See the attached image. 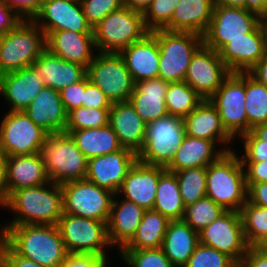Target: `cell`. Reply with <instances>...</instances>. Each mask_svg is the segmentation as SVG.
Here are the masks:
<instances>
[{"label":"cell","mask_w":267,"mask_h":267,"mask_svg":"<svg viewBox=\"0 0 267 267\" xmlns=\"http://www.w3.org/2000/svg\"><path fill=\"white\" fill-rule=\"evenodd\" d=\"M0 237L18 255L44 267H60L69 255L57 225H2Z\"/></svg>","instance_id":"obj_1"},{"label":"cell","mask_w":267,"mask_h":267,"mask_svg":"<svg viewBox=\"0 0 267 267\" xmlns=\"http://www.w3.org/2000/svg\"><path fill=\"white\" fill-rule=\"evenodd\" d=\"M15 215L5 225H57L63 214V190L52 181L13 191L1 204Z\"/></svg>","instance_id":"obj_2"},{"label":"cell","mask_w":267,"mask_h":267,"mask_svg":"<svg viewBox=\"0 0 267 267\" xmlns=\"http://www.w3.org/2000/svg\"><path fill=\"white\" fill-rule=\"evenodd\" d=\"M247 191L244 167L235 150L207 167L206 196L225 210L240 212L247 202Z\"/></svg>","instance_id":"obj_3"},{"label":"cell","mask_w":267,"mask_h":267,"mask_svg":"<svg viewBox=\"0 0 267 267\" xmlns=\"http://www.w3.org/2000/svg\"><path fill=\"white\" fill-rule=\"evenodd\" d=\"M46 49L45 33L33 20L22 19L0 37V75L30 67Z\"/></svg>","instance_id":"obj_4"},{"label":"cell","mask_w":267,"mask_h":267,"mask_svg":"<svg viewBox=\"0 0 267 267\" xmlns=\"http://www.w3.org/2000/svg\"><path fill=\"white\" fill-rule=\"evenodd\" d=\"M149 32L144 24L143 13L123 6L93 27L95 48L98 52L119 53L142 40Z\"/></svg>","instance_id":"obj_5"},{"label":"cell","mask_w":267,"mask_h":267,"mask_svg":"<svg viewBox=\"0 0 267 267\" xmlns=\"http://www.w3.org/2000/svg\"><path fill=\"white\" fill-rule=\"evenodd\" d=\"M150 33L157 39L159 46L158 77L169 83L184 81L193 54L203 44V36L166 29Z\"/></svg>","instance_id":"obj_6"},{"label":"cell","mask_w":267,"mask_h":267,"mask_svg":"<svg viewBox=\"0 0 267 267\" xmlns=\"http://www.w3.org/2000/svg\"><path fill=\"white\" fill-rule=\"evenodd\" d=\"M40 153L50 181L62 185L85 179L87 159L67 133L48 134Z\"/></svg>","instance_id":"obj_7"},{"label":"cell","mask_w":267,"mask_h":267,"mask_svg":"<svg viewBox=\"0 0 267 267\" xmlns=\"http://www.w3.org/2000/svg\"><path fill=\"white\" fill-rule=\"evenodd\" d=\"M186 135L183 118L167 115L146 124L142 150L138 161L166 168Z\"/></svg>","instance_id":"obj_8"},{"label":"cell","mask_w":267,"mask_h":267,"mask_svg":"<svg viewBox=\"0 0 267 267\" xmlns=\"http://www.w3.org/2000/svg\"><path fill=\"white\" fill-rule=\"evenodd\" d=\"M57 227L69 254H95L107 258L112 249L104 221L63 213Z\"/></svg>","instance_id":"obj_9"},{"label":"cell","mask_w":267,"mask_h":267,"mask_svg":"<svg viewBox=\"0 0 267 267\" xmlns=\"http://www.w3.org/2000/svg\"><path fill=\"white\" fill-rule=\"evenodd\" d=\"M245 97L246 72H231L209 98V101L216 107L225 130L234 139L248 133Z\"/></svg>","instance_id":"obj_10"},{"label":"cell","mask_w":267,"mask_h":267,"mask_svg":"<svg viewBox=\"0 0 267 267\" xmlns=\"http://www.w3.org/2000/svg\"><path fill=\"white\" fill-rule=\"evenodd\" d=\"M87 75L111 103L128 101L135 88V82L119 53L97 51Z\"/></svg>","instance_id":"obj_11"},{"label":"cell","mask_w":267,"mask_h":267,"mask_svg":"<svg viewBox=\"0 0 267 267\" xmlns=\"http://www.w3.org/2000/svg\"><path fill=\"white\" fill-rule=\"evenodd\" d=\"M63 213L107 223L114 196L86 179L63 183Z\"/></svg>","instance_id":"obj_12"},{"label":"cell","mask_w":267,"mask_h":267,"mask_svg":"<svg viewBox=\"0 0 267 267\" xmlns=\"http://www.w3.org/2000/svg\"><path fill=\"white\" fill-rule=\"evenodd\" d=\"M261 16L240 7L214 4L211 22L203 35V44L219 51L228 41L252 32Z\"/></svg>","instance_id":"obj_13"},{"label":"cell","mask_w":267,"mask_h":267,"mask_svg":"<svg viewBox=\"0 0 267 267\" xmlns=\"http://www.w3.org/2000/svg\"><path fill=\"white\" fill-rule=\"evenodd\" d=\"M0 145L8 156L39 153L48 133L25 111H8L0 120Z\"/></svg>","instance_id":"obj_14"},{"label":"cell","mask_w":267,"mask_h":267,"mask_svg":"<svg viewBox=\"0 0 267 267\" xmlns=\"http://www.w3.org/2000/svg\"><path fill=\"white\" fill-rule=\"evenodd\" d=\"M199 243L227 254L238 265L250 247L244 235L241 214L226 210L198 233Z\"/></svg>","instance_id":"obj_15"},{"label":"cell","mask_w":267,"mask_h":267,"mask_svg":"<svg viewBox=\"0 0 267 267\" xmlns=\"http://www.w3.org/2000/svg\"><path fill=\"white\" fill-rule=\"evenodd\" d=\"M230 73L219 53L202 44L191 58L184 81L206 100Z\"/></svg>","instance_id":"obj_16"},{"label":"cell","mask_w":267,"mask_h":267,"mask_svg":"<svg viewBox=\"0 0 267 267\" xmlns=\"http://www.w3.org/2000/svg\"><path fill=\"white\" fill-rule=\"evenodd\" d=\"M47 37L51 32L70 30L93 33L80 0H42L38 14L32 19Z\"/></svg>","instance_id":"obj_17"},{"label":"cell","mask_w":267,"mask_h":267,"mask_svg":"<svg viewBox=\"0 0 267 267\" xmlns=\"http://www.w3.org/2000/svg\"><path fill=\"white\" fill-rule=\"evenodd\" d=\"M137 160V154L127 148L88 159L85 179L117 194Z\"/></svg>","instance_id":"obj_18"},{"label":"cell","mask_w":267,"mask_h":267,"mask_svg":"<svg viewBox=\"0 0 267 267\" xmlns=\"http://www.w3.org/2000/svg\"><path fill=\"white\" fill-rule=\"evenodd\" d=\"M165 171L164 167L147 165L137 160L128 171L117 194L122 195L120 197L125 200L136 203L144 210H152L158 180Z\"/></svg>","instance_id":"obj_19"},{"label":"cell","mask_w":267,"mask_h":267,"mask_svg":"<svg viewBox=\"0 0 267 267\" xmlns=\"http://www.w3.org/2000/svg\"><path fill=\"white\" fill-rule=\"evenodd\" d=\"M50 182L41 153L7 157L3 201L15 190Z\"/></svg>","instance_id":"obj_20"},{"label":"cell","mask_w":267,"mask_h":267,"mask_svg":"<svg viewBox=\"0 0 267 267\" xmlns=\"http://www.w3.org/2000/svg\"><path fill=\"white\" fill-rule=\"evenodd\" d=\"M44 86L31 66L0 75V95L11 106L8 111H25Z\"/></svg>","instance_id":"obj_21"},{"label":"cell","mask_w":267,"mask_h":267,"mask_svg":"<svg viewBox=\"0 0 267 267\" xmlns=\"http://www.w3.org/2000/svg\"><path fill=\"white\" fill-rule=\"evenodd\" d=\"M183 123L186 135L211 140L217 145L219 143L220 147L224 146L225 153L234 150L230 144L236 139L225 130L216 107L209 99L203 100L196 109L184 117Z\"/></svg>","instance_id":"obj_22"},{"label":"cell","mask_w":267,"mask_h":267,"mask_svg":"<svg viewBox=\"0 0 267 267\" xmlns=\"http://www.w3.org/2000/svg\"><path fill=\"white\" fill-rule=\"evenodd\" d=\"M218 53L230 72H248L265 56L259 25L244 37L228 41Z\"/></svg>","instance_id":"obj_23"},{"label":"cell","mask_w":267,"mask_h":267,"mask_svg":"<svg viewBox=\"0 0 267 267\" xmlns=\"http://www.w3.org/2000/svg\"><path fill=\"white\" fill-rule=\"evenodd\" d=\"M46 49L63 60L80 64L86 69L97 53L93 33H77L70 30L51 32L46 37Z\"/></svg>","instance_id":"obj_24"},{"label":"cell","mask_w":267,"mask_h":267,"mask_svg":"<svg viewBox=\"0 0 267 267\" xmlns=\"http://www.w3.org/2000/svg\"><path fill=\"white\" fill-rule=\"evenodd\" d=\"M25 112L37 126L48 134L65 132L67 112L58 90L44 86Z\"/></svg>","instance_id":"obj_25"},{"label":"cell","mask_w":267,"mask_h":267,"mask_svg":"<svg viewBox=\"0 0 267 267\" xmlns=\"http://www.w3.org/2000/svg\"><path fill=\"white\" fill-rule=\"evenodd\" d=\"M118 196H113L106 224L110 245L118 246L120 251L135 235L145 210L134 202L125 199L120 201Z\"/></svg>","instance_id":"obj_26"},{"label":"cell","mask_w":267,"mask_h":267,"mask_svg":"<svg viewBox=\"0 0 267 267\" xmlns=\"http://www.w3.org/2000/svg\"><path fill=\"white\" fill-rule=\"evenodd\" d=\"M109 125L116 133L121 146L138 155L143 148L146 123L129 101L112 103Z\"/></svg>","instance_id":"obj_27"},{"label":"cell","mask_w":267,"mask_h":267,"mask_svg":"<svg viewBox=\"0 0 267 267\" xmlns=\"http://www.w3.org/2000/svg\"><path fill=\"white\" fill-rule=\"evenodd\" d=\"M119 54L135 83L158 78L159 46L150 32L142 40L122 49Z\"/></svg>","instance_id":"obj_28"},{"label":"cell","mask_w":267,"mask_h":267,"mask_svg":"<svg viewBox=\"0 0 267 267\" xmlns=\"http://www.w3.org/2000/svg\"><path fill=\"white\" fill-rule=\"evenodd\" d=\"M31 67L39 74L45 86L58 91L81 81L87 75L84 66L65 61L48 49L41 53Z\"/></svg>","instance_id":"obj_29"},{"label":"cell","mask_w":267,"mask_h":267,"mask_svg":"<svg viewBox=\"0 0 267 267\" xmlns=\"http://www.w3.org/2000/svg\"><path fill=\"white\" fill-rule=\"evenodd\" d=\"M168 83L159 77L135 83L128 101L146 124L169 115L165 102Z\"/></svg>","instance_id":"obj_30"},{"label":"cell","mask_w":267,"mask_h":267,"mask_svg":"<svg viewBox=\"0 0 267 267\" xmlns=\"http://www.w3.org/2000/svg\"><path fill=\"white\" fill-rule=\"evenodd\" d=\"M214 141L185 135L171 163L165 168L172 173L196 167H208L225 152L224 147L216 148Z\"/></svg>","instance_id":"obj_31"},{"label":"cell","mask_w":267,"mask_h":267,"mask_svg":"<svg viewBox=\"0 0 267 267\" xmlns=\"http://www.w3.org/2000/svg\"><path fill=\"white\" fill-rule=\"evenodd\" d=\"M198 243V232L185 221L170 220L161 248L175 267H183Z\"/></svg>","instance_id":"obj_32"},{"label":"cell","mask_w":267,"mask_h":267,"mask_svg":"<svg viewBox=\"0 0 267 267\" xmlns=\"http://www.w3.org/2000/svg\"><path fill=\"white\" fill-rule=\"evenodd\" d=\"M213 0H179L171 17V31L206 32L213 13Z\"/></svg>","instance_id":"obj_33"},{"label":"cell","mask_w":267,"mask_h":267,"mask_svg":"<svg viewBox=\"0 0 267 267\" xmlns=\"http://www.w3.org/2000/svg\"><path fill=\"white\" fill-rule=\"evenodd\" d=\"M68 135L87 160L114 153L123 148L110 125L102 128L72 130Z\"/></svg>","instance_id":"obj_34"},{"label":"cell","mask_w":267,"mask_h":267,"mask_svg":"<svg viewBox=\"0 0 267 267\" xmlns=\"http://www.w3.org/2000/svg\"><path fill=\"white\" fill-rule=\"evenodd\" d=\"M170 220L154 210H145L135 235L121 250L160 248Z\"/></svg>","instance_id":"obj_35"},{"label":"cell","mask_w":267,"mask_h":267,"mask_svg":"<svg viewBox=\"0 0 267 267\" xmlns=\"http://www.w3.org/2000/svg\"><path fill=\"white\" fill-rule=\"evenodd\" d=\"M184 203L175 173L165 171L158 180L153 209L169 220H182Z\"/></svg>","instance_id":"obj_36"},{"label":"cell","mask_w":267,"mask_h":267,"mask_svg":"<svg viewBox=\"0 0 267 267\" xmlns=\"http://www.w3.org/2000/svg\"><path fill=\"white\" fill-rule=\"evenodd\" d=\"M204 99L185 81L170 82L165 95L169 115L184 118Z\"/></svg>","instance_id":"obj_37"},{"label":"cell","mask_w":267,"mask_h":267,"mask_svg":"<svg viewBox=\"0 0 267 267\" xmlns=\"http://www.w3.org/2000/svg\"><path fill=\"white\" fill-rule=\"evenodd\" d=\"M246 105L248 132L267 123V87L246 72Z\"/></svg>","instance_id":"obj_38"},{"label":"cell","mask_w":267,"mask_h":267,"mask_svg":"<svg viewBox=\"0 0 267 267\" xmlns=\"http://www.w3.org/2000/svg\"><path fill=\"white\" fill-rule=\"evenodd\" d=\"M240 214L248 245L259 246L267 237V207L253 205L247 201Z\"/></svg>","instance_id":"obj_39"},{"label":"cell","mask_w":267,"mask_h":267,"mask_svg":"<svg viewBox=\"0 0 267 267\" xmlns=\"http://www.w3.org/2000/svg\"><path fill=\"white\" fill-rule=\"evenodd\" d=\"M174 173L185 207L206 196L207 167L187 168Z\"/></svg>","instance_id":"obj_40"},{"label":"cell","mask_w":267,"mask_h":267,"mask_svg":"<svg viewBox=\"0 0 267 267\" xmlns=\"http://www.w3.org/2000/svg\"><path fill=\"white\" fill-rule=\"evenodd\" d=\"M225 211L221 205L205 196L185 207L182 220L199 233Z\"/></svg>","instance_id":"obj_41"},{"label":"cell","mask_w":267,"mask_h":267,"mask_svg":"<svg viewBox=\"0 0 267 267\" xmlns=\"http://www.w3.org/2000/svg\"><path fill=\"white\" fill-rule=\"evenodd\" d=\"M109 110L79 107L67 114L65 133L72 130L102 128L109 125Z\"/></svg>","instance_id":"obj_42"},{"label":"cell","mask_w":267,"mask_h":267,"mask_svg":"<svg viewBox=\"0 0 267 267\" xmlns=\"http://www.w3.org/2000/svg\"><path fill=\"white\" fill-rule=\"evenodd\" d=\"M179 0H152L143 13L145 27L151 32L157 29L171 31V17Z\"/></svg>","instance_id":"obj_43"},{"label":"cell","mask_w":267,"mask_h":267,"mask_svg":"<svg viewBox=\"0 0 267 267\" xmlns=\"http://www.w3.org/2000/svg\"><path fill=\"white\" fill-rule=\"evenodd\" d=\"M120 258L129 267H175L165 256L162 248L120 250Z\"/></svg>","instance_id":"obj_44"},{"label":"cell","mask_w":267,"mask_h":267,"mask_svg":"<svg viewBox=\"0 0 267 267\" xmlns=\"http://www.w3.org/2000/svg\"><path fill=\"white\" fill-rule=\"evenodd\" d=\"M183 267H239L227 254L198 243Z\"/></svg>","instance_id":"obj_45"},{"label":"cell","mask_w":267,"mask_h":267,"mask_svg":"<svg viewBox=\"0 0 267 267\" xmlns=\"http://www.w3.org/2000/svg\"><path fill=\"white\" fill-rule=\"evenodd\" d=\"M83 12L91 27H95L109 13L121 9L123 0H80Z\"/></svg>","instance_id":"obj_46"},{"label":"cell","mask_w":267,"mask_h":267,"mask_svg":"<svg viewBox=\"0 0 267 267\" xmlns=\"http://www.w3.org/2000/svg\"><path fill=\"white\" fill-rule=\"evenodd\" d=\"M242 139L244 155L239 156L242 162H259L267 160V144H262L252 131L239 137Z\"/></svg>","instance_id":"obj_47"},{"label":"cell","mask_w":267,"mask_h":267,"mask_svg":"<svg viewBox=\"0 0 267 267\" xmlns=\"http://www.w3.org/2000/svg\"><path fill=\"white\" fill-rule=\"evenodd\" d=\"M111 101L107 98L105 93L90 81L89 76H85V92L82 100V107L85 108H99L110 109Z\"/></svg>","instance_id":"obj_48"},{"label":"cell","mask_w":267,"mask_h":267,"mask_svg":"<svg viewBox=\"0 0 267 267\" xmlns=\"http://www.w3.org/2000/svg\"><path fill=\"white\" fill-rule=\"evenodd\" d=\"M85 92V77L72 85L60 90L61 100L67 114L76 108L82 107Z\"/></svg>","instance_id":"obj_49"},{"label":"cell","mask_w":267,"mask_h":267,"mask_svg":"<svg viewBox=\"0 0 267 267\" xmlns=\"http://www.w3.org/2000/svg\"><path fill=\"white\" fill-rule=\"evenodd\" d=\"M0 264L2 267H44L33 260L18 255L1 237Z\"/></svg>","instance_id":"obj_50"},{"label":"cell","mask_w":267,"mask_h":267,"mask_svg":"<svg viewBox=\"0 0 267 267\" xmlns=\"http://www.w3.org/2000/svg\"><path fill=\"white\" fill-rule=\"evenodd\" d=\"M107 261L95 254H69L60 267H107Z\"/></svg>","instance_id":"obj_51"},{"label":"cell","mask_w":267,"mask_h":267,"mask_svg":"<svg viewBox=\"0 0 267 267\" xmlns=\"http://www.w3.org/2000/svg\"><path fill=\"white\" fill-rule=\"evenodd\" d=\"M21 19L32 20L39 12L42 0H4Z\"/></svg>","instance_id":"obj_52"},{"label":"cell","mask_w":267,"mask_h":267,"mask_svg":"<svg viewBox=\"0 0 267 267\" xmlns=\"http://www.w3.org/2000/svg\"><path fill=\"white\" fill-rule=\"evenodd\" d=\"M246 184L267 182V160L259 162H242Z\"/></svg>","instance_id":"obj_53"},{"label":"cell","mask_w":267,"mask_h":267,"mask_svg":"<svg viewBox=\"0 0 267 267\" xmlns=\"http://www.w3.org/2000/svg\"><path fill=\"white\" fill-rule=\"evenodd\" d=\"M22 20L4 0H0V37L12 30Z\"/></svg>","instance_id":"obj_54"},{"label":"cell","mask_w":267,"mask_h":267,"mask_svg":"<svg viewBox=\"0 0 267 267\" xmlns=\"http://www.w3.org/2000/svg\"><path fill=\"white\" fill-rule=\"evenodd\" d=\"M239 267H267V251L259 246L249 247Z\"/></svg>","instance_id":"obj_55"},{"label":"cell","mask_w":267,"mask_h":267,"mask_svg":"<svg viewBox=\"0 0 267 267\" xmlns=\"http://www.w3.org/2000/svg\"><path fill=\"white\" fill-rule=\"evenodd\" d=\"M247 201L253 205L267 207V182L259 184H246Z\"/></svg>","instance_id":"obj_56"},{"label":"cell","mask_w":267,"mask_h":267,"mask_svg":"<svg viewBox=\"0 0 267 267\" xmlns=\"http://www.w3.org/2000/svg\"><path fill=\"white\" fill-rule=\"evenodd\" d=\"M248 73L258 82L267 87V55H265L258 63H256Z\"/></svg>","instance_id":"obj_57"},{"label":"cell","mask_w":267,"mask_h":267,"mask_svg":"<svg viewBox=\"0 0 267 267\" xmlns=\"http://www.w3.org/2000/svg\"><path fill=\"white\" fill-rule=\"evenodd\" d=\"M245 9L263 16L267 11V0H245Z\"/></svg>","instance_id":"obj_58"},{"label":"cell","mask_w":267,"mask_h":267,"mask_svg":"<svg viewBox=\"0 0 267 267\" xmlns=\"http://www.w3.org/2000/svg\"><path fill=\"white\" fill-rule=\"evenodd\" d=\"M8 155L0 145V204L3 202V186Z\"/></svg>","instance_id":"obj_59"},{"label":"cell","mask_w":267,"mask_h":267,"mask_svg":"<svg viewBox=\"0 0 267 267\" xmlns=\"http://www.w3.org/2000/svg\"><path fill=\"white\" fill-rule=\"evenodd\" d=\"M152 0H123V5L130 9L144 13L151 5Z\"/></svg>","instance_id":"obj_60"},{"label":"cell","mask_w":267,"mask_h":267,"mask_svg":"<svg viewBox=\"0 0 267 267\" xmlns=\"http://www.w3.org/2000/svg\"><path fill=\"white\" fill-rule=\"evenodd\" d=\"M251 131L262 140V144H267V123L257 125Z\"/></svg>","instance_id":"obj_61"},{"label":"cell","mask_w":267,"mask_h":267,"mask_svg":"<svg viewBox=\"0 0 267 267\" xmlns=\"http://www.w3.org/2000/svg\"><path fill=\"white\" fill-rule=\"evenodd\" d=\"M213 2L227 7L245 8V0H213Z\"/></svg>","instance_id":"obj_62"},{"label":"cell","mask_w":267,"mask_h":267,"mask_svg":"<svg viewBox=\"0 0 267 267\" xmlns=\"http://www.w3.org/2000/svg\"><path fill=\"white\" fill-rule=\"evenodd\" d=\"M259 27L263 36L265 55H267V19L262 16L259 21Z\"/></svg>","instance_id":"obj_63"},{"label":"cell","mask_w":267,"mask_h":267,"mask_svg":"<svg viewBox=\"0 0 267 267\" xmlns=\"http://www.w3.org/2000/svg\"><path fill=\"white\" fill-rule=\"evenodd\" d=\"M259 247L263 250L267 251V237L266 239L259 245Z\"/></svg>","instance_id":"obj_64"},{"label":"cell","mask_w":267,"mask_h":267,"mask_svg":"<svg viewBox=\"0 0 267 267\" xmlns=\"http://www.w3.org/2000/svg\"><path fill=\"white\" fill-rule=\"evenodd\" d=\"M262 17L267 19V11L264 13V15Z\"/></svg>","instance_id":"obj_65"}]
</instances>
